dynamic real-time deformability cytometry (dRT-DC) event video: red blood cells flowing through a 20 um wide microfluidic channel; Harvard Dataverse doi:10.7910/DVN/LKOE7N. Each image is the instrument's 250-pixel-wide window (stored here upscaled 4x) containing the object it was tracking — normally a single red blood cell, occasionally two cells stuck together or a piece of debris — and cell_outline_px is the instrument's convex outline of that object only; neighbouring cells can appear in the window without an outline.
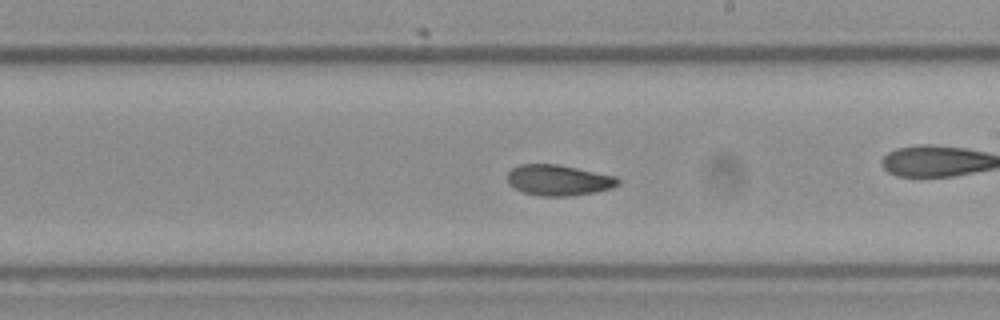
{"species": "Egyptian fruit bat (a non-hibernating species)", "species_latin": "Rousettus aegyptiacus", "temperature_condition": "cold", "stored_images_in_passage": 60, "camera_frame_rate_fps": 3000, "um_per_image_px": 0.085, "frame": {"image": 1, "passage_image": 35, "time_ms": 11.333, "image_size_px": [1000, 320], "cell_outline_px": [[620, 184], [612, 188], [596, 192], [568, 196], [540, 196], [524, 192], [508, 184], [508, 172], [512, 168], [520, 164], [556, 164], [616, 176], [620, 180]], "centroid_in_image_um": [47.49, 15.31], "position_along_channel_um": 241.5, "area_um2": 19.77}}
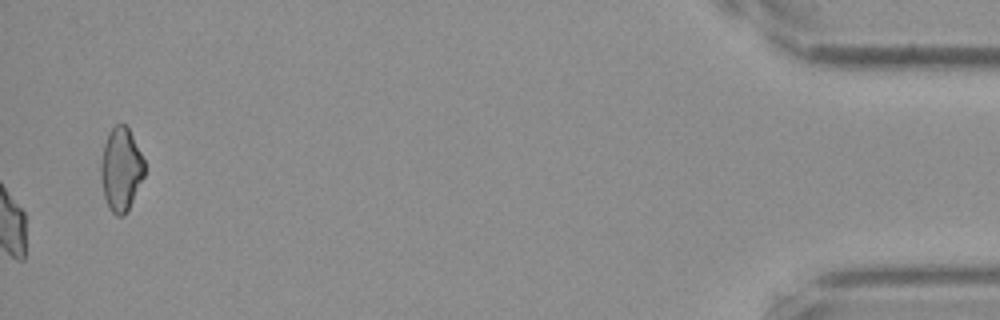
{"frame": {"image": 2, "passage_image": 60, "time_ms": 19.667, "image_size_px": [1000, 320], "cell_outline_px": [[144, 176], [124, 216], [116, 216], [112, 212], [104, 196], [100, 180], [100, 160], [104, 144], [108, 132], [116, 124], [124, 124], [128, 128], [144, 160]], "centroid_in_image_um": [10.25, 14.38], "position_along_channel_um": 424.9, "area_um2": 20.98}, "authors_computed_cell_mechanics": {"area_um2": 19.8832, "velocity_mm_per_s": 3.5313, "shape_relaxation_time_tau1_ms": null, "shape_relaxation_time_tau2_ms": 3.6025, "deformation_change_tau1": null, "deformation_change_tau2": 0.0849}}